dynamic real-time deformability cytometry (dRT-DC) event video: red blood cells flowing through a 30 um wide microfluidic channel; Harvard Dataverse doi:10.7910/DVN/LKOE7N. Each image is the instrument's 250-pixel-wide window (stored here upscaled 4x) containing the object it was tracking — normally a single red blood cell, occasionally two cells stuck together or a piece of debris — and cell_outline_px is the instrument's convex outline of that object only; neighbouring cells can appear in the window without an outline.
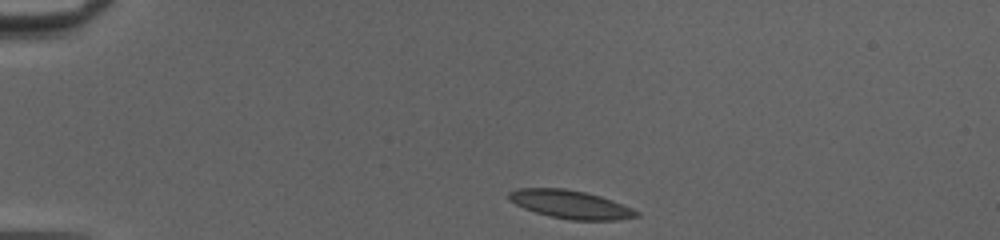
{"species": "common noctule bat (a hibernating species)", "species_latin": "Nyctalus noctula", "temperature_condition": "cold", "stored_images_in_passage": 41, "camera_frame_rate_fps": 3000, "um_per_image_px": 0.085, "animal": {"sex": "female", "body_mass_g": 20.0, "forearm_length_mm": 54.0}, "frame": {"image": 1, "passage_image": 1, "time_ms": 0.0, "image_size_px": [1000, 240], "cell_outline_px": [[640, 216], [616, 220], [572, 220], [552, 216], [536, 212], [524, 208], [516, 204], [508, 196], [508, 192], [520, 188], [564, 188], [584, 192], [600, 196], [632, 208], [640, 212]], "centroid_in_image_um": [48.52, 17.37], "position_along_channel_um": 36.5, "area_um2": 20.69}}
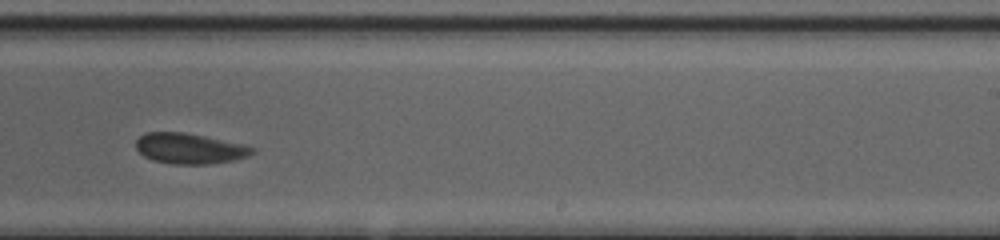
{"frame": {"image": 2, "passage_image": 23, "time_ms": 7.333, "image_size_px": [1000, 240], "cell_outline_px": [[256, 152], [248, 156], [232, 160], [212, 164], [172, 164], [152, 160], [144, 156], [136, 148], [136, 140], [144, 132], [184, 132], [244, 144], [256, 148]], "centroid_in_image_um": [16.13, 12.62], "position_along_channel_um": 272.9, "area_um2": 20.81}}
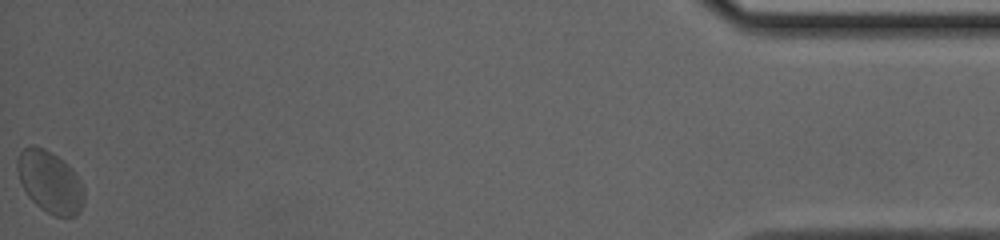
{"frame": {"image": 3, "passage_image": 41, "time_ms": 13.333, "image_size_px": [1000, 240], "cell_outline_px": [[84, 200], [80, 212], [76, 216], [52, 216], [40, 208], [28, 196], [20, 180], [16, 168], [16, 164], [20, 152], [24, 148], [32, 144], [44, 148], [68, 164], [80, 184], [84, 192]], "centroid_in_image_um": [4.22, 15.47], "position_along_channel_um": 431.0, "area_um2": 23.81}, "authors_computed_cell_mechanics": {"area_um2": 20.9814, "velocity_mm_per_s": 4.0667, "shape_relaxation_time_tau1_ms": 3.4537, "shape_relaxation_time_tau2_ms": 1.0198, "deformation_change_tau1": 0.0783, "deformation_change_tau2": 0.0536}}